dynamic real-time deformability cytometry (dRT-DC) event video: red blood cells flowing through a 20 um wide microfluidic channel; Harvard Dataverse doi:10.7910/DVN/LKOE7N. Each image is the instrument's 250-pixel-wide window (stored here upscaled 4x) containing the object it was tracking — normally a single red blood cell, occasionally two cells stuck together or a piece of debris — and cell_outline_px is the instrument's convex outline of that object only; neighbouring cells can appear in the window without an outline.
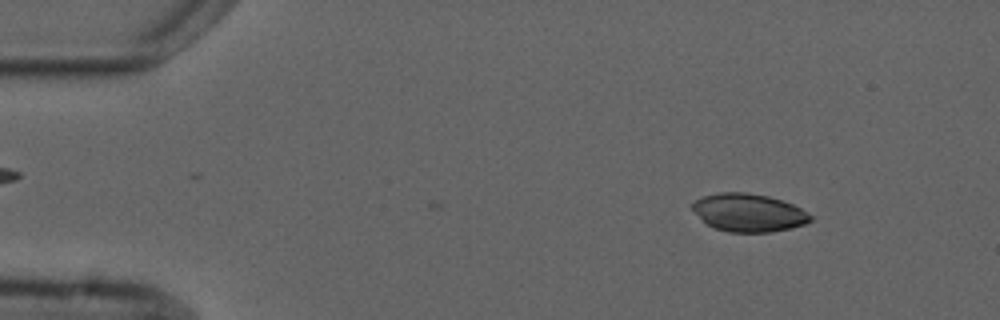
{"species": "common noctule bat (a hibernating species)", "species_latin": "Nyctalus noctula", "temperature_condition": "cold", "stored_images_in_passage": 4, "camera_frame_rate_fps": 3000, "um_per_image_px": 0.085, "animal": {"sex": "male", "forearm_length_mm": 52.5}, "frame": {"image": 1, "passage_image": 4, "time_ms": 4.667, "image_size_px": [1000, 320], "cell_outline_px": [[816, 216], [808, 224], [792, 228], [768, 232], [728, 232], [716, 228], [708, 224], [692, 208], [692, 204], [696, 200], [704, 196], [720, 192], [748, 192], [768, 196], [792, 204]], "centroid_in_image_um": [63.71, 18.08], "position_along_channel_um": 21.3, "area_um2": 26.07}}